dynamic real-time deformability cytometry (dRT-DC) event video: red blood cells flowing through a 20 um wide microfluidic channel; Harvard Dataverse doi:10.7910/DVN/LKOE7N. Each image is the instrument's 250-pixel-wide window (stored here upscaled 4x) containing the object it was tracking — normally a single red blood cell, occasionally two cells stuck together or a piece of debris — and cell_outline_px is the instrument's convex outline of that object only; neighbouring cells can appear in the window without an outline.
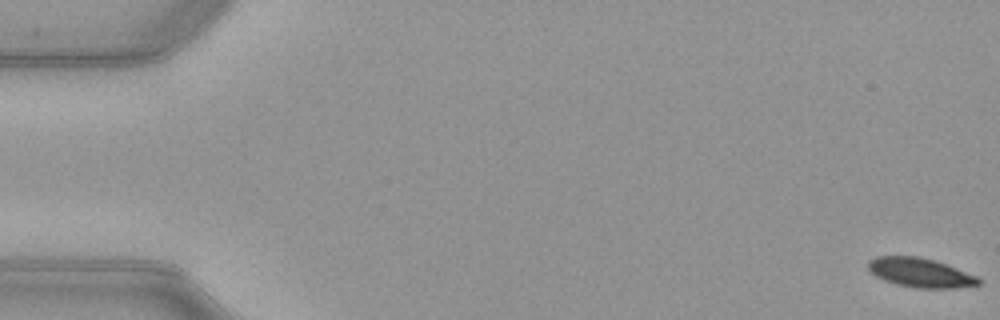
{"species": "common noctule bat (a hibernating species)", "species_latin": "Nyctalus noctula", "temperature_condition": "warm", "stored_images_in_passage": 53, "camera_frame_rate_fps": 3000, "um_per_image_px": 0.085, "animal": {"sex": "female", "body_mass_g": 21.9}, "frame": {"image": 1, "passage_image": 1, "time_ms": 0.0, "image_size_px": [1000, 320], "cell_outline_px": [[980, 284], [956, 288], [916, 288], [896, 284], [884, 280], [868, 272], [868, 260], [876, 256], [916, 256], [932, 260], [956, 268], [976, 276], [980, 280]], "centroid_in_image_um": [78.16, 23.18], "position_along_channel_um": 6.8, "area_um2": 18.67}}
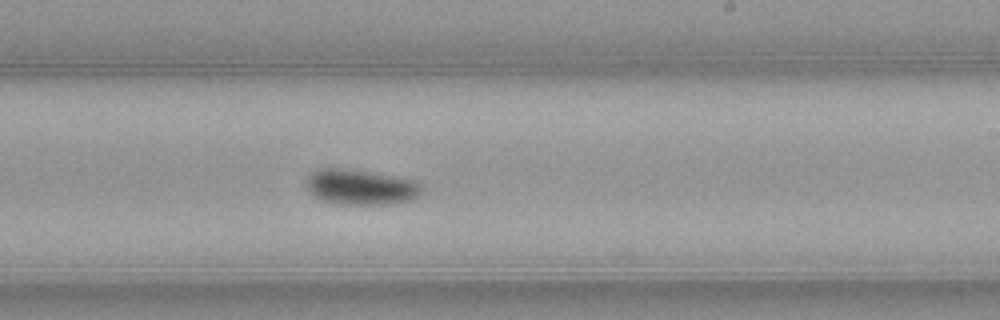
{"frame": {"image": 2, "passage_image": 32, "time_ms": 10.333, "image_size_px": [1000, 320], "cell_outline_px": [[424, 192], [416, 200], [388, 204], [336, 204], [312, 196], [308, 192], [304, 184], [304, 180], [312, 172], [320, 168], [348, 168], [396, 176], [416, 180], [420, 184]], "centroid_in_image_um": [30.67, 15.9], "position_along_channel_um": 258.3, "area_um2": 24.51}}
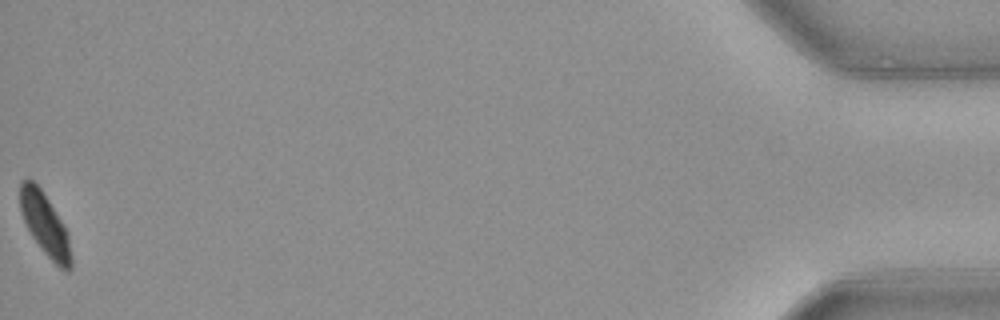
{"frame": {"image": 3, "passage_image": 53, "time_ms": 17.333, "image_size_px": [1000, 320], "cell_outline_px": [[72, 268], [68, 272], [60, 268], [40, 248], [32, 236], [24, 220], [20, 208], [20, 180], [32, 180], [40, 188], [64, 224], [68, 232], [72, 256]], "centroid_in_image_um": [3.85, 19.11], "position_along_channel_um": 431.3, "area_um2": 18.44}, "authors_computed_cell_mechanics": {"area_um2": 21.0392, "velocity_mm_per_s": 3.9633, "shape_relaxation_time_tau1_ms": 2.8801, "shape_relaxation_time_tau2_ms": null, "deformation_change_tau1": 0.1414, "deformation_change_tau2": null}}